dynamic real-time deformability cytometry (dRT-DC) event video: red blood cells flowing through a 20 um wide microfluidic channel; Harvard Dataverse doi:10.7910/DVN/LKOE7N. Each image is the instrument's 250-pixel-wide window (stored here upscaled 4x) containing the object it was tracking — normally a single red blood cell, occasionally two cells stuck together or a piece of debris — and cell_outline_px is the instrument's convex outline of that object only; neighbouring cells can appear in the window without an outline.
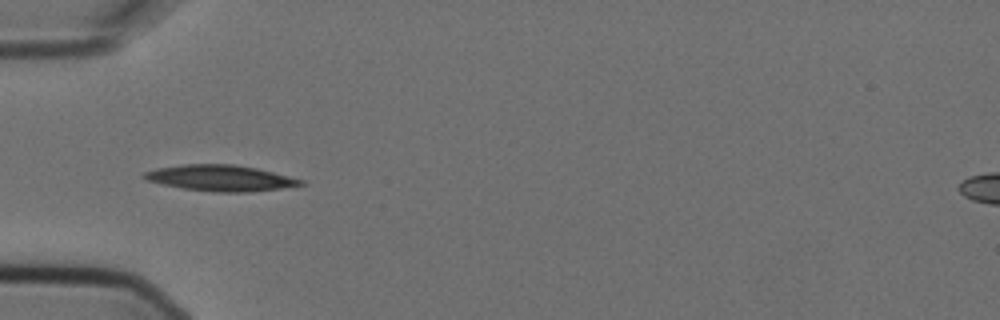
{"species": "Egyptian fruit bat (a non-hibernating species)", "species_latin": "Rousettus aegyptiacus", "temperature_condition": "cold", "stored_images_in_passage": 1, "camera_frame_rate_fps": 3000, "um_per_image_px": 0.085, "animal": {"sex": "female"}, "frame": {"image": 1, "passage_image": 1, "time_ms": 0.0, "image_size_px": [1000, 320], "cell_outline_px": [[308, 184], [280, 188], [248, 192], [216, 192], [184, 188], [164, 184], [148, 180], [140, 176], [144, 172], [156, 168], [184, 164], [232, 164], [256, 168], [304, 180]], "centroid_in_image_um": [18.75, 15.13], "position_along_channel_um": 66.3, "area_um2": 23.47}}